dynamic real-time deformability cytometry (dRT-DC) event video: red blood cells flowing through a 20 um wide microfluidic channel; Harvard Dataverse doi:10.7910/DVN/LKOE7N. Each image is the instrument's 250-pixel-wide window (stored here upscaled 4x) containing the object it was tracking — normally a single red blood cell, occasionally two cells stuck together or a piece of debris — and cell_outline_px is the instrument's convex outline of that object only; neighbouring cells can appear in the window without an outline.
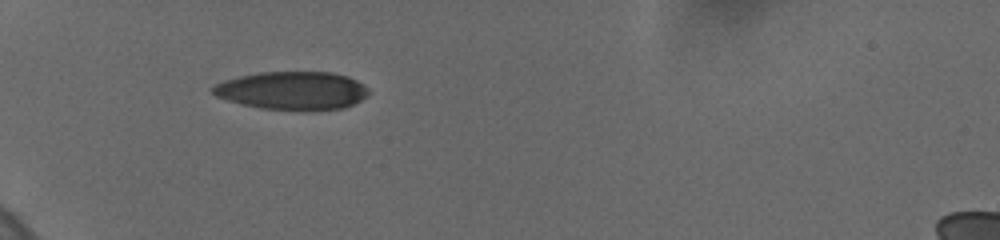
{"species": "human", "species_latin": "Homo sapiens", "temperature_condition": "cold", "stored_images_in_passage": 16, "camera_frame_rate_fps": 3000, "um_per_image_px": 0.085, "donor": {"sex": "female"}, "frame": {"image": 1, "passage_image": 9, "time_ms": 6.667, "image_size_px": [1000, 240], "cell_outline_px": [[368, 96], [352, 104], [340, 108], [260, 108], [228, 100], [216, 96], [212, 92], [212, 88], [216, 84], [224, 80], [240, 76], [260, 72], [332, 72], [348, 76], [364, 84], [368, 88]], "centroid_in_image_um": [24.85, 7.66], "position_along_channel_um": 60.1, "area_um2": 33.76}}
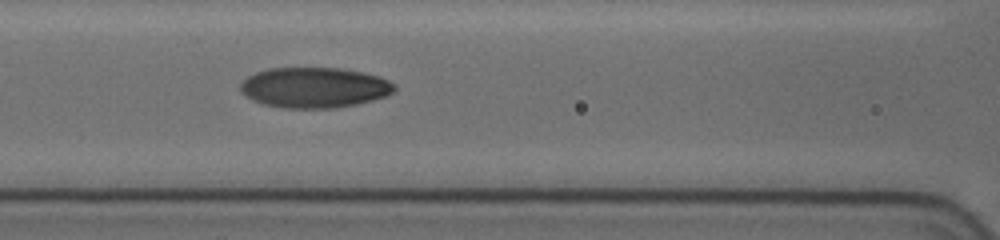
{"frame": {"image": 2, "passage_image": 13, "time_ms": 9.333, "image_size_px": [1000, 240], "cell_outline_px": [[396, 88], [392, 92], [384, 96], [372, 100], [356, 104], [336, 108], [280, 108], [260, 104], [252, 100], [240, 88], [240, 84], [248, 76], [256, 72], [268, 68], [340, 68], [380, 76], [388, 80]], "centroid_in_image_um": [26.69, 7.45], "position_along_channel_um": 139.9, "area_um2": 36.18}}
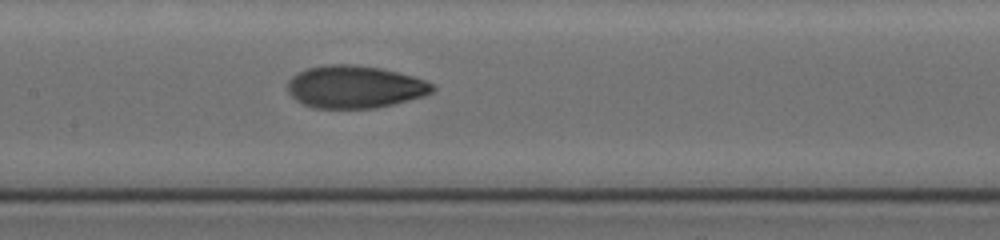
{"frame": {"image": 3, "passage_image": 16, "time_ms": 10.333, "image_size_px": [1000, 240], "cell_outline_px": [[436, 88], [432, 92], [424, 96], [376, 108], [312, 108], [296, 100], [288, 92], [288, 80], [292, 76], [308, 68], [324, 64], [352, 64], [380, 68], [412, 76], [424, 80], [432, 84]], "centroid_in_image_um": [30.14, 7.38], "position_along_channel_um": 177.3, "area_um2": 35.78}}